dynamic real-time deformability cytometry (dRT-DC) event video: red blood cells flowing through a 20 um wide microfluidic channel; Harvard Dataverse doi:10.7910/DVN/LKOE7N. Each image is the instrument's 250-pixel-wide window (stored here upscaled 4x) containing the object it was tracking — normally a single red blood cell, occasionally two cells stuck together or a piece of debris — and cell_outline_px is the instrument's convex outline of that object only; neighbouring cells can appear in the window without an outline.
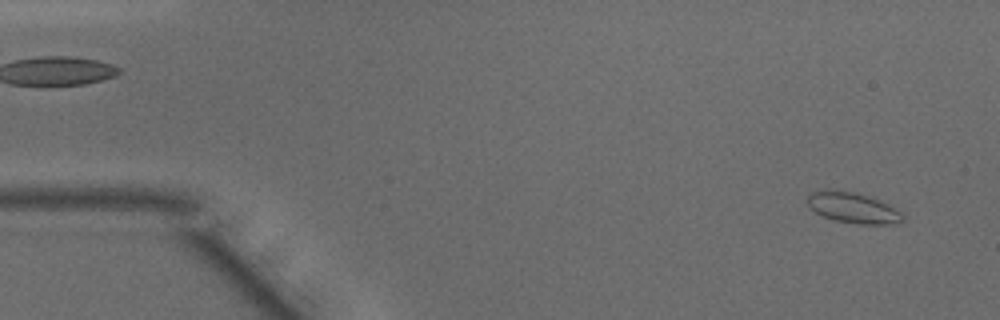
{"species": "common noctule bat (a hibernating species)", "species_latin": "Nyctalus noctula", "temperature_condition": "warm", "stored_images_in_passage": 47, "camera_frame_rate_fps": 3000, "um_per_image_px": 0.085, "animal": {"sex": "male", "body_mass_g": 15.6}, "frame": {"image": 1, "passage_image": 2, "time_ms": 0.333, "image_size_px": [1000, 320], "cell_outline_px": [[904, 220], [888, 224], [856, 224], [832, 220], [808, 208], [808, 196], [812, 192], [828, 188], [832, 188], [856, 192], [880, 200], [900, 212], [904, 216]], "centroid_in_image_um": [72.45, 17.64], "position_along_channel_um": 12.6, "area_um2": 17.17}}
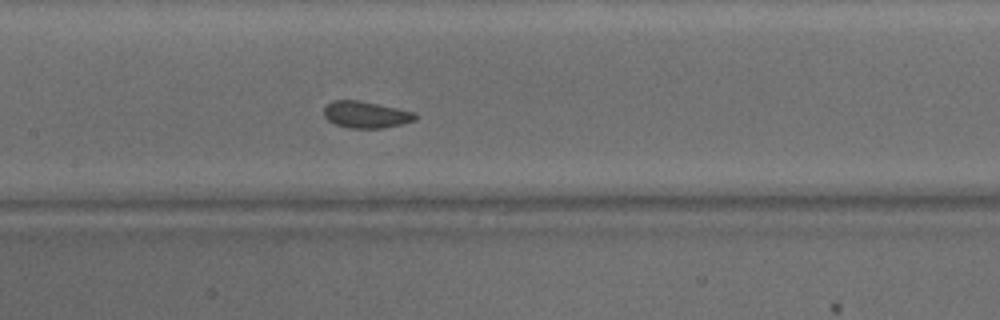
{"frame": {"image": 2, "passage_image": 22, "time_ms": 7.0, "image_size_px": [1000, 320], "cell_outline_px": [[420, 116], [416, 120], [384, 128], [348, 128], [336, 124], [328, 120], [324, 116], [324, 108], [332, 100], [360, 100], [416, 112]], "centroid_in_image_um": [31.14, 9.74], "position_along_channel_um": 176.3, "area_um2": 14.33}}
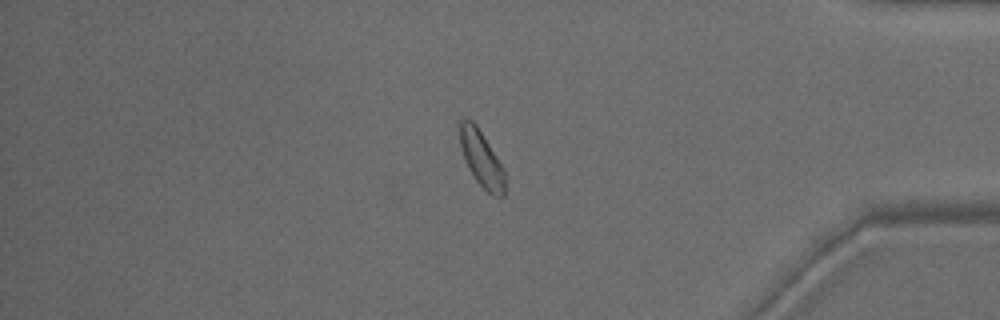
{"frame": {"image": 3, "passage_image": 40, "time_ms": 13.0, "image_size_px": [1000, 320], "cell_outline_px": [[504, 196], [492, 196], [476, 180], [468, 168], [460, 148], [460, 120], [472, 120], [476, 124], [504, 168]], "centroid_in_image_um": [40.92, 13.5], "position_along_channel_um": 394.3, "area_um2": 14.45}, "authors_computed_cell_mechanics": {"area_um2": 14.9702, "velocity_mm_per_s": 4.1454, "shape_relaxation_time_tau1_ms": null, "shape_relaxation_time_tau2_ms": 1.4212, "deformation_change_tau1": null, "deformation_change_tau2": 0.0569}}